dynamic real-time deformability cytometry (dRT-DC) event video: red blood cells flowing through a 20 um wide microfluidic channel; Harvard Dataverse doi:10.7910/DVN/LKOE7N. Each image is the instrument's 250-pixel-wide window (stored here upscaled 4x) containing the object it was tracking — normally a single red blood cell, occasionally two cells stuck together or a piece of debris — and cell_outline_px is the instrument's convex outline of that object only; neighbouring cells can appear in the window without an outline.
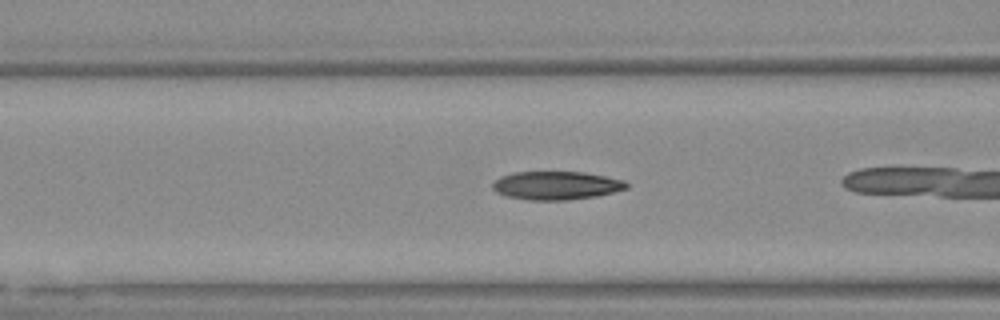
{"species": "Egyptian fruit bat (a non-hibernating species)", "species_latin": "Rousettus aegyptiacus", "temperature_condition": "warm", "stored_images_in_passage": 12, "camera_frame_rate_fps": 3000, "um_per_image_px": 0.085, "animal": {"sex": "female"}, "frame": {"image": 1, "passage_image": 3, "time_ms": 0.667, "image_size_px": [1000, 320], "cell_outline_px": [[628, 188], [596, 196], [568, 200], [528, 200], [508, 196], [496, 192], [492, 188], [492, 184], [500, 176], [516, 172], [584, 172], [624, 180], [628, 184]], "centroid_in_image_um": [47.27, 15.76], "position_along_channel_um": 119.3, "area_um2": 22.02}}
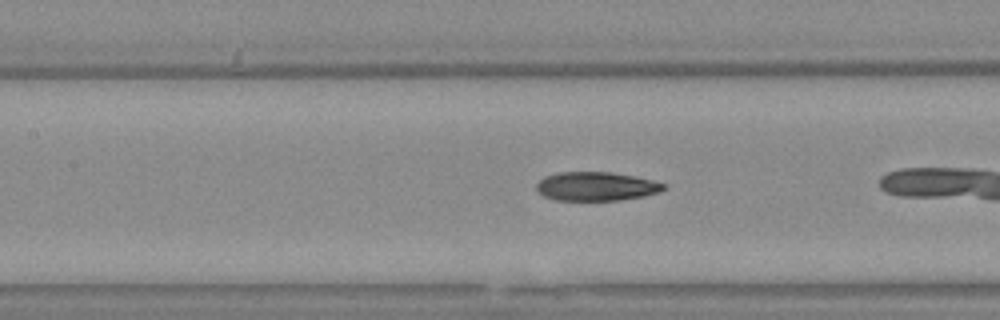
{"frame": {"image": 2, "passage_image": 6, "time_ms": 1.667, "image_size_px": [1000, 320], "cell_outline_px": [[664, 188], [660, 192], [644, 196], [620, 200], [556, 200], [544, 196], [536, 188], [536, 184], [544, 176], [560, 172], [612, 172], [652, 180], [664, 184]], "centroid_in_image_um": [50.66, 15.84], "position_along_channel_um": 156.7, "area_um2": 21.21}}